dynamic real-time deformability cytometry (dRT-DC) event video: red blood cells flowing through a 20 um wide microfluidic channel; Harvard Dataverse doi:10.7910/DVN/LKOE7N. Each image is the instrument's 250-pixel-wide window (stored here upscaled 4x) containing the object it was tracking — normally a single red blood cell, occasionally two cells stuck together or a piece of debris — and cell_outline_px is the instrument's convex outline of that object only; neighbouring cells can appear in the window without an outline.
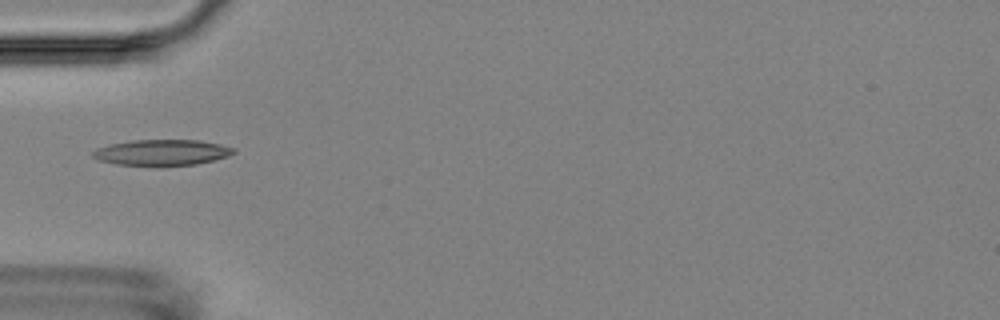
{"species": "Egyptian fruit bat (a non-hibernating species)", "species_latin": "Rousettus aegyptiacus", "temperature_condition": "room temperature", "stored_images_in_passage": 2, "camera_frame_rate_fps": 3000, "um_per_image_px": 0.085, "animal": {"sex": "female"}, "frame": {"image": 1, "passage_image": 2, "time_ms": 2.0, "image_size_px": [1000, 320], "cell_outline_px": [[236, 152], [228, 156], [196, 164], [164, 168], [156, 168], [116, 164], [100, 160], [92, 156], [92, 152], [96, 148], [108, 144], [132, 140], [200, 140], [220, 144], [236, 148]], "centroid_in_image_um": [13.75, 12.99], "position_along_channel_um": 71.3, "area_um2": 22.02}}